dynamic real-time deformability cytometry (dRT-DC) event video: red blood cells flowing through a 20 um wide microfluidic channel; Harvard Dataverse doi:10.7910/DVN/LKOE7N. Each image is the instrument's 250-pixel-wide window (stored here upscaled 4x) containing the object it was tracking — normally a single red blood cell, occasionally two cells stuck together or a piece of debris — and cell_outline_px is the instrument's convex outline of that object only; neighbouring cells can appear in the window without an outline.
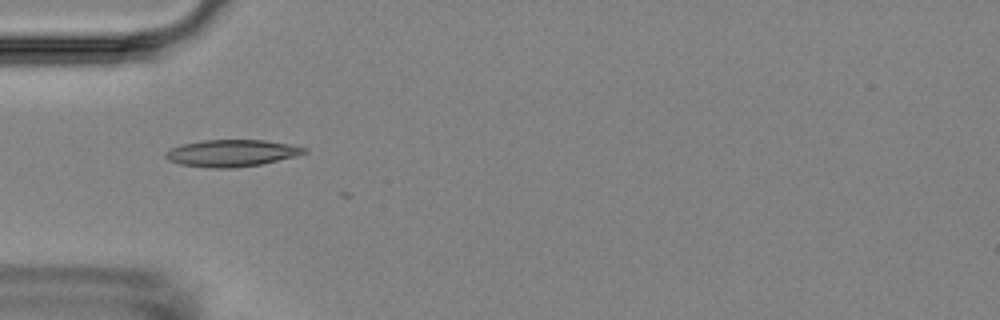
{"species": "Egyptian fruit bat (a non-hibernating species)", "species_latin": "Rousettus aegyptiacus", "temperature_condition": "room temperature", "stored_images_in_passage": 5, "camera_frame_rate_fps": 3000, "um_per_image_px": 0.085, "animal": {"sex": "female"}, "frame": {"image": 1, "passage_image": 1, "time_ms": 0.0, "image_size_px": [1000, 320], "cell_outline_px": [[308, 152], [296, 156], [260, 164], [236, 168], [208, 168], [180, 164], [168, 160], [164, 156], [164, 152], [180, 144], [204, 140], [264, 140], [288, 144], [308, 148]], "centroid_in_image_um": [19.67, 13.02], "position_along_channel_um": 65.3, "area_um2": 21.79}}
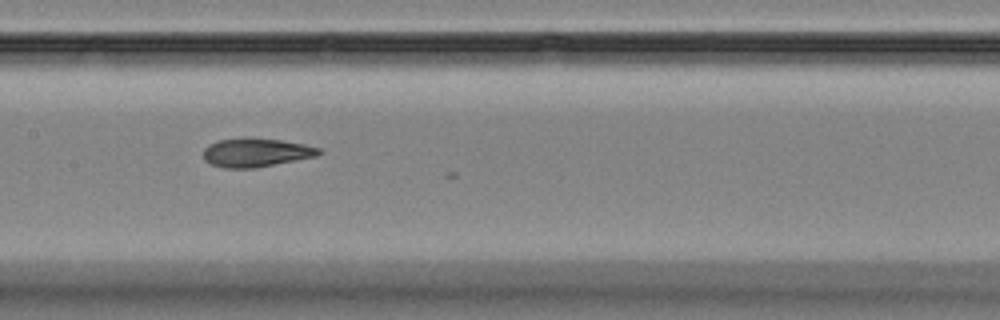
{"frame": {"image": 2, "passage_image": 4, "time_ms": 3.333, "image_size_px": [1000, 320], "cell_outline_px": [[324, 152], [316, 156], [252, 168], [224, 168], [212, 164], [204, 160], [204, 148], [208, 144], [216, 140], [244, 136], [280, 140], [304, 144], [320, 148]], "centroid_in_image_um": [21.72, 12.93], "position_along_channel_um": 185.7, "area_um2": 19.48}}
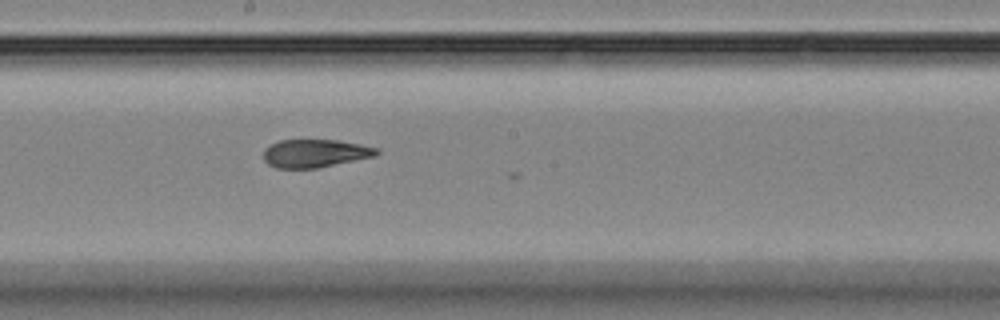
{"frame": {"image": 3, "passage_image": 5, "time_ms": 4.333, "image_size_px": [1000, 320], "cell_outline_px": [[380, 152], [376, 156], [316, 168], [276, 168], [268, 164], [264, 160], [264, 148], [280, 140], [336, 140], [360, 144], [380, 148]], "centroid_in_image_um": [26.8, 13.03], "position_along_channel_um": 221.4, "area_um2": 18.5}}